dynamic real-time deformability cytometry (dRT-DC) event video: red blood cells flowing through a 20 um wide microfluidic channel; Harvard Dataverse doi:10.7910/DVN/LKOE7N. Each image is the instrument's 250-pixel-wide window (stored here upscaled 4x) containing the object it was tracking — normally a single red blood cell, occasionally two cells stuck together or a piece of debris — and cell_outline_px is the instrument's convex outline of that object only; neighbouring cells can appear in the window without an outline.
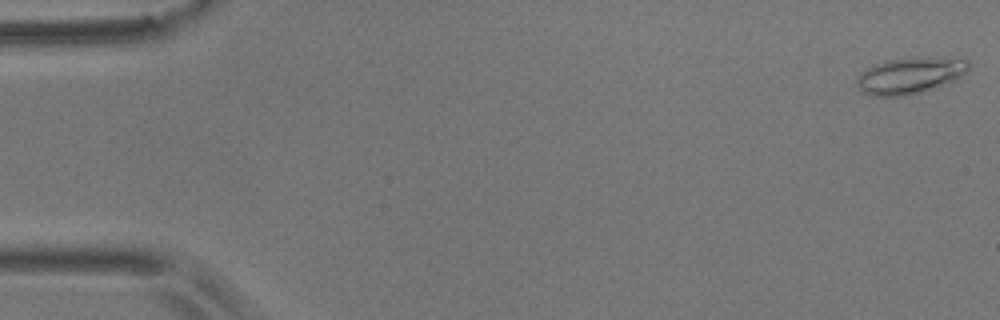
{"species": "common noctule bat (a hibernating species)", "species_latin": "Nyctalus noctula", "temperature_condition": "room temperature", "stored_images_in_passage": 56, "camera_frame_rate_fps": 3000, "um_per_image_px": 0.085, "animal": {"sex": "male", "body_mass_g": 17.9}, "frame": {"image": 1, "passage_image": 1, "time_ms": 0.0, "image_size_px": [1000, 320], "cell_outline_px": [[968, 68], [956, 80], [924, 92], [908, 96], [872, 96], [864, 92], [856, 84], [856, 80], [860, 72], [872, 64], [888, 60], [908, 56], [964, 56], [968, 60]], "centroid_in_image_um": [77.4, 6.37], "position_along_channel_um": 7.6, "area_um2": 24.68}}
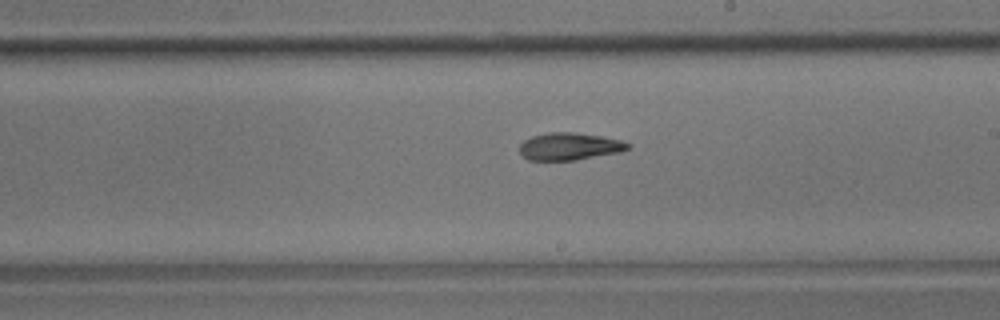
{"frame": {"image": 2, "passage_image": 33, "time_ms": 10.667, "image_size_px": [1000, 320], "cell_outline_px": [[632, 148], [620, 152], [576, 160], [528, 160], [520, 156], [520, 144], [524, 140], [532, 136], [548, 132], [572, 132], [600, 136], [620, 140], [632, 144]], "centroid_in_image_um": [48.41, 12.45], "position_along_channel_um": 240.6, "area_um2": 17.4}}
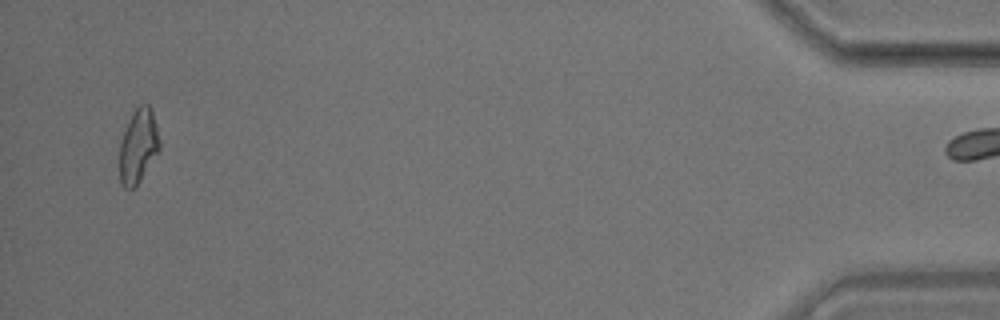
{"frame": {"image": 3, "passage_image": 55, "time_ms": 18.0, "image_size_px": [1000, 320], "cell_outline_px": [[160, 152], [140, 180], [132, 188], [124, 188], [120, 184], [120, 140], [132, 112], [140, 104], [148, 104], [152, 108], [156, 124], [160, 144]], "centroid_in_image_um": [11.76, 12.4], "position_along_channel_um": 423.4, "area_um2": 17.4}}